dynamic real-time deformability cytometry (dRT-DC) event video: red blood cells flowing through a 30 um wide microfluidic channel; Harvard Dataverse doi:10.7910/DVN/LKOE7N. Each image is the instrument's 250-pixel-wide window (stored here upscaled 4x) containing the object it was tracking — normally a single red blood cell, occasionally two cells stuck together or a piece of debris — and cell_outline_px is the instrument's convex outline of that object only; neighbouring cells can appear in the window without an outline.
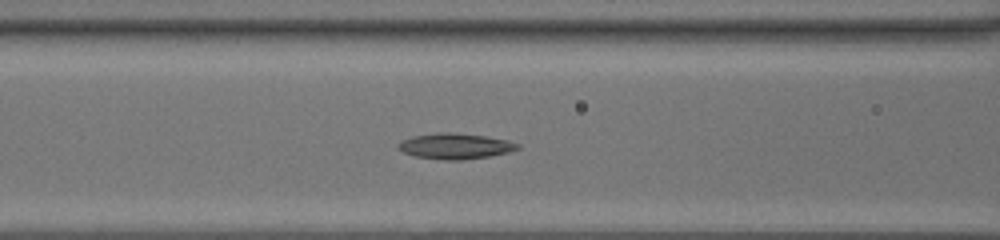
{"species": "common noctule bat (a hibernating species)", "species_latin": "Nyctalus noctula", "temperature_condition": "room temperature", "stored_images_in_passage": 46, "camera_frame_rate_fps": 3000, "um_per_image_px": 0.085, "animal": {"sex": "female", "body_mass_g": 20.0, "forearm_length_mm": 54.0}, "frame": {"image": 1, "passage_image": 19, "time_ms": 6.0, "image_size_px": [1000, 240], "cell_outline_px": [[520, 148], [508, 152], [488, 156], [464, 160], [444, 160], [416, 156], [404, 152], [396, 148], [396, 144], [400, 140], [412, 136], [436, 132], [452, 132], [484, 136], [508, 140], [520, 144]], "centroid_in_image_um": [38.65, 12.41], "position_along_channel_um": 127.9, "area_um2": 17.98}}
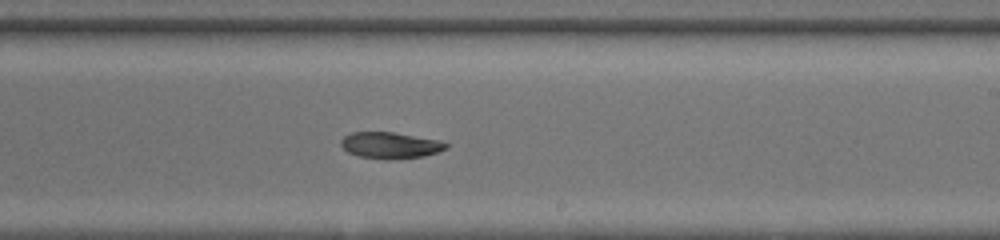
{"frame": {"image": 2, "passage_image": 28, "time_ms": 9.0, "image_size_px": [1000, 240], "cell_outline_px": [[448, 148], [424, 156], [388, 160], [384, 160], [360, 156], [348, 152], [340, 144], [340, 140], [344, 136], [352, 132], [392, 132], [440, 140], [448, 144]], "centroid_in_image_um": [33.17, 12.35], "position_along_channel_um": 255.8, "area_um2": 16.13}}
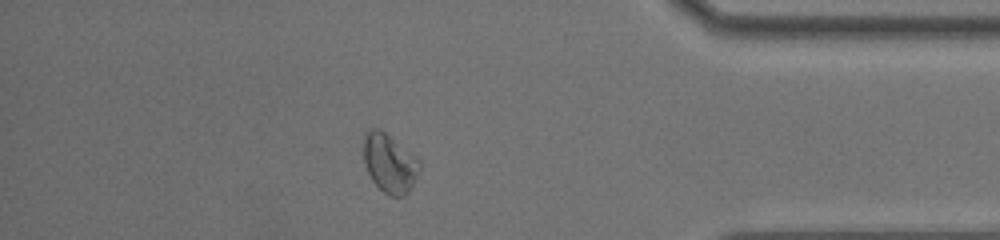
{"frame": {"image": 3, "passage_image": 40, "time_ms": 13.0, "image_size_px": [1000, 240], "cell_outline_px": [[420, 168], [408, 192], [404, 196], [392, 196], [384, 192], [372, 180], [364, 164], [364, 132], [372, 128], [380, 128], [412, 152], [420, 160]], "centroid_in_image_um": [33.11, 13.83], "position_along_channel_um": 402.1, "area_um2": 19.19}}